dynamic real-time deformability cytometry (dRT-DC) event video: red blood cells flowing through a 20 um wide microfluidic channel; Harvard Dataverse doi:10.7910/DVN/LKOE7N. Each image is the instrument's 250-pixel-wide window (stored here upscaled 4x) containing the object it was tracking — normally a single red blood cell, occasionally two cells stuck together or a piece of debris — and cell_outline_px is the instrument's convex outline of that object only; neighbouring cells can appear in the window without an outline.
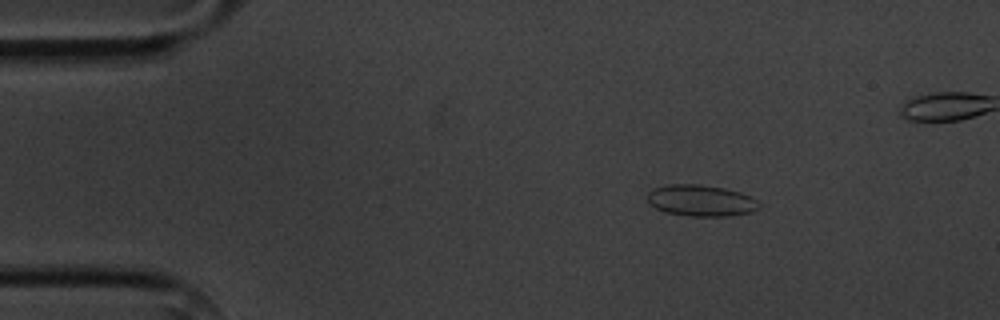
{"species": "common noctule bat (a hibernating species)", "species_latin": "Nyctalus noctula", "temperature_condition": "cold", "stored_images_in_passage": 4, "camera_frame_rate_fps": 3000, "um_per_image_px": 0.085, "animal": {"sex": "male", "body_mass_g": 20.1, "forearm_length_mm": 53.5}, "frame": {"image": 1, "passage_image": 1, "time_ms": 0.0, "image_size_px": [1000, 320], "cell_outline_px": [[760, 208], [752, 212], [732, 216], [688, 216], [668, 212], [656, 208], [648, 200], [648, 192], [656, 188], [668, 184], [700, 184], [724, 188], [740, 192], [756, 200], [760, 204]], "centroid_in_image_um": [59.62, 17.05], "position_along_channel_um": 25.4, "area_um2": 20.29}}